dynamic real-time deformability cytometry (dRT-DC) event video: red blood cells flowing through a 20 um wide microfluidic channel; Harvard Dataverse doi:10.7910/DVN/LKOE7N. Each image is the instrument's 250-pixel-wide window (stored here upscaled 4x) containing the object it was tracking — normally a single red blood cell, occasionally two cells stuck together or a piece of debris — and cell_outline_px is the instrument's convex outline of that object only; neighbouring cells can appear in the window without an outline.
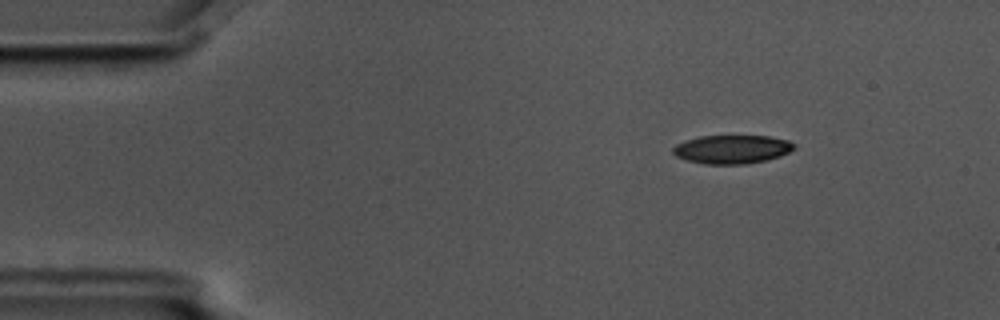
{"species": "common noctule bat (a hibernating species)", "species_latin": "Nyctalus noctula", "temperature_condition": "cold", "stored_images_in_passage": 5, "camera_frame_rate_fps": 3000, "um_per_image_px": 0.085, "animal": {"sex": "male", "body_mass_g": 17.5, "forearm_length_mm": 52.3}, "frame": {"image": 1, "passage_image": 3, "time_ms": 0.667, "image_size_px": [1000, 320], "cell_outline_px": [[796, 148], [780, 156], [768, 160], [744, 164], [704, 164], [688, 160], [676, 156], [672, 152], [672, 148], [676, 144], [700, 136], [768, 136], [788, 140], [796, 144]], "centroid_in_image_um": [62.25, 12.69], "position_along_channel_um": 22.8, "area_um2": 20.17}}